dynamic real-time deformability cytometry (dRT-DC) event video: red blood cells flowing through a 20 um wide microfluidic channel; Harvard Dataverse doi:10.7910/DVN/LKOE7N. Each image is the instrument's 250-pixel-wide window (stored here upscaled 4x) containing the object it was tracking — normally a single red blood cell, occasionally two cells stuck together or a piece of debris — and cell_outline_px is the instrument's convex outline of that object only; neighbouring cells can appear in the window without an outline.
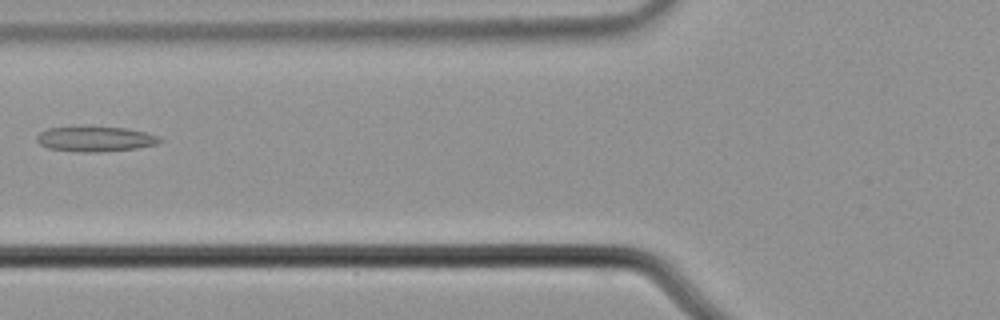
{"species": "common noctule bat (a hibernating species)", "species_latin": "Nyctalus noctula", "temperature_condition": "cold", "stored_images_in_passage": 6, "camera_frame_rate_fps": 3000, "um_per_image_px": 0.085, "animal": {"sex": "male", "body_mass_g": 21.5, "forearm_length_mm": 52.0}, "frame": {"image": 1, "passage_image": 6, "time_ms": 1.667, "image_size_px": [1000, 320], "cell_outline_px": [[164, 140], [156, 144], [136, 148], [96, 152], [84, 152], [48, 148], [40, 144], [36, 140], [36, 136], [40, 132], [48, 128], [124, 128], [144, 132], [160, 136]], "centroid_in_image_um": [8.12, 11.83], "position_along_channel_um": 117.7, "area_um2": 17.46}}